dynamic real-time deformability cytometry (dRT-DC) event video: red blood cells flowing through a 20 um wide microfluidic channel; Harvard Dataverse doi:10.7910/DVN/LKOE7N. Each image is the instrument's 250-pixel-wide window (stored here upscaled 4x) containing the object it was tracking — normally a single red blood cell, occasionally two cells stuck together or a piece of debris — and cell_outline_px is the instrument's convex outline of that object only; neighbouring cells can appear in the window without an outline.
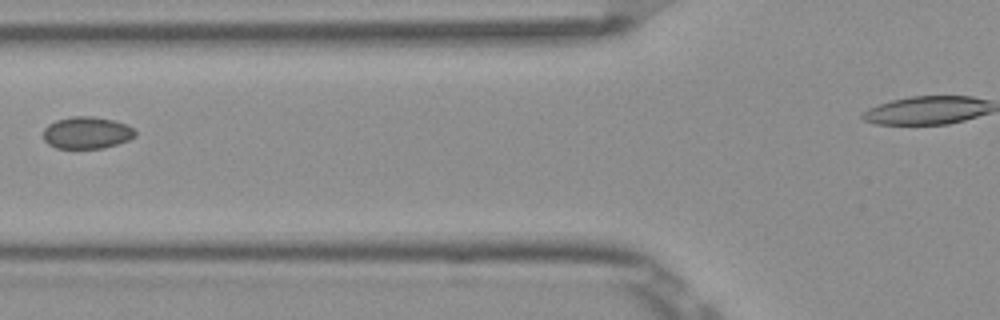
{"species": "Egyptian fruit bat (a non-hibernating species)", "species_latin": "Rousettus aegyptiacus", "temperature_condition": "room temperature", "stored_images_in_passage": 3, "camera_frame_rate_fps": 3000, "um_per_image_px": 0.085, "frame": {"image": 1, "passage_image": 2, "time_ms": 0.333, "image_size_px": [1000, 320], "cell_outline_px": [[136, 136], [128, 140], [104, 148], [56, 148], [48, 144], [44, 140], [44, 128], [48, 124], [56, 120], [72, 116], [92, 116], [112, 120], [128, 124], [136, 132]], "centroid_in_image_um": [7.37, 11.28], "position_along_channel_um": 118.4, "area_um2": 17.17}}
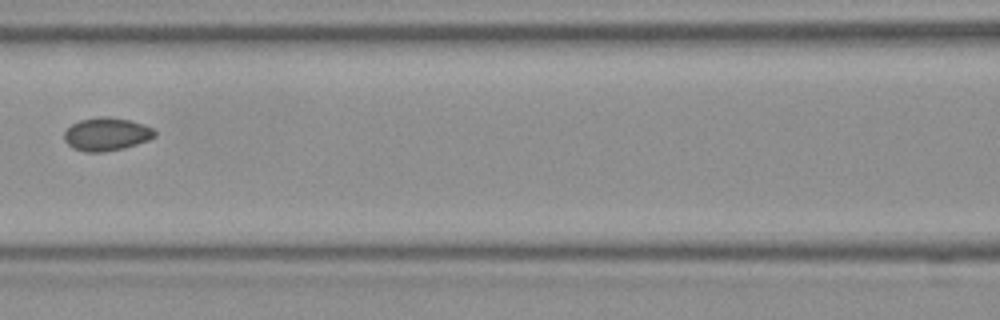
{"frame": {"image": 2, "passage_image": 3, "time_ms": 0.667, "image_size_px": [1000, 320], "cell_outline_px": [[156, 136], [148, 140], [124, 148], [104, 152], [84, 152], [72, 148], [64, 140], [64, 132], [72, 124], [80, 120], [100, 116], [104, 116], [132, 120], [144, 124], [152, 128], [156, 132]], "centroid_in_image_um": [9.05, 11.4], "position_along_channel_um": 157.5, "area_um2": 17.57}}